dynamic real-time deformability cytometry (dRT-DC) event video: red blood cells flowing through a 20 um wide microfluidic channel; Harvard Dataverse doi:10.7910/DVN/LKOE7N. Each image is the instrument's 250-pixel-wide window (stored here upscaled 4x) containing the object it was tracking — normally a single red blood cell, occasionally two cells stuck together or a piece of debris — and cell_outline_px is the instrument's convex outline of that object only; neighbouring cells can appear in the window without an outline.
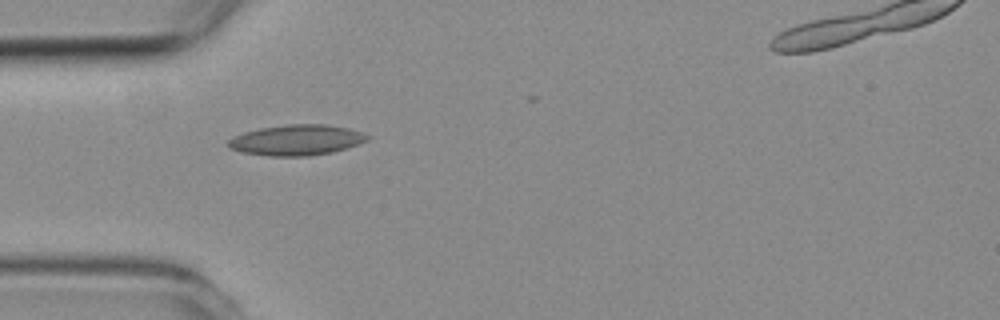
{"species": "common noctule bat (a hibernating species)", "species_latin": "Nyctalus noctula", "temperature_condition": "room temperature", "stored_images_in_passage": 2, "camera_frame_rate_fps": 3000, "um_per_image_px": 0.085, "animal": {"sex": "female", "body_mass_g": 19.3, "forearm_length_mm": 54.1}, "frame": {"image": 1, "passage_image": 1, "time_ms": 0.0, "image_size_px": [1000, 320], "cell_outline_px": [[372, 136], [368, 140], [332, 152], [308, 156], [268, 156], [240, 152], [228, 148], [228, 140], [244, 132], [260, 128], [288, 124], [324, 124], [348, 128]], "centroid_in_image_um": [25.18, 11.9], "position_along_channel_um": 59.8, "area_um2": 24.68}}
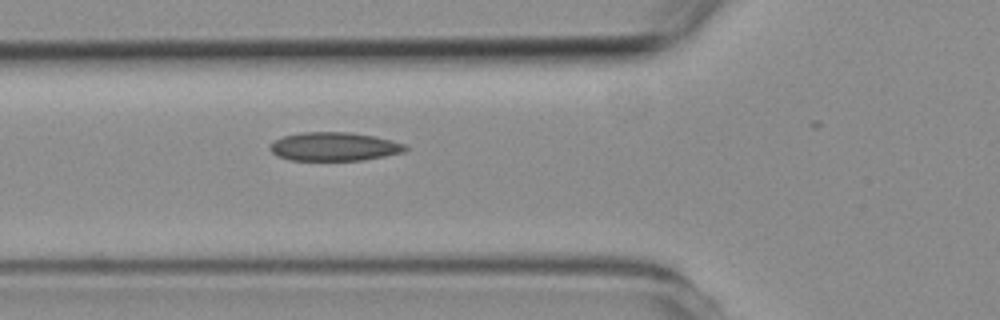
{"frame": {"image": 2, "passage_image": 2, "time_ms": 1.0, "image_size_px": [1000, 320], "cell_outline_px": [[408, 148], [404, 152], [384, 156], [360, 160], [288, 160], [276, 156], [268, 148], [276, 140], [284, 136], [300, 132], [348, 132], [372, 136], [392, 140], [404, 144]], "centroid_in_image_um": [28.38, 12.46], "position_along_channel_um": 97.4, "area_um2": 22.43}}